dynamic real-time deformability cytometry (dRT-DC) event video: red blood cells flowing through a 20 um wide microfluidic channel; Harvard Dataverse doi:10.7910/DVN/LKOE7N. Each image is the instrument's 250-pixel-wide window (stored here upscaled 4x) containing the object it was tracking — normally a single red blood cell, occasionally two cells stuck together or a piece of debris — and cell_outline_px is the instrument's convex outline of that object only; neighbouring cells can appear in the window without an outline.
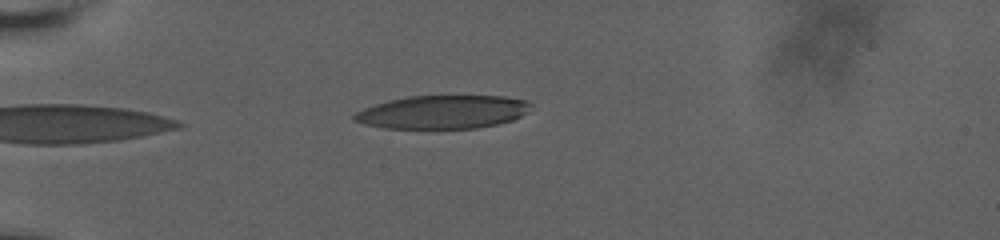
{"species": "human", "species_latin": "Homo sapiens", "temperature_condition": "room temperature", "stored_images_in_passage": 42, "camera_frame_rate_fps": 3000, "um_per_image_px": 0.085, "donor": {"sex": "male"}, "frame": {"image": 1, "passage_image": 1, "time_ms": 0.0, "image_size_px": [1000, 240], "cell_outline_px": [[532, 104], [520, 116], [512, 120], [496, 124], [476, 128], [384, 128], [364, 124], [352, 120], [352, 116], [356, 112], [364, 108], [388, 100], [408, 96], [504, 96], [528, 100]], "centroid_in_image_um": [37.6, 9.51], "position_along_channel_um": 47.4, "area_um2": 34.16}}
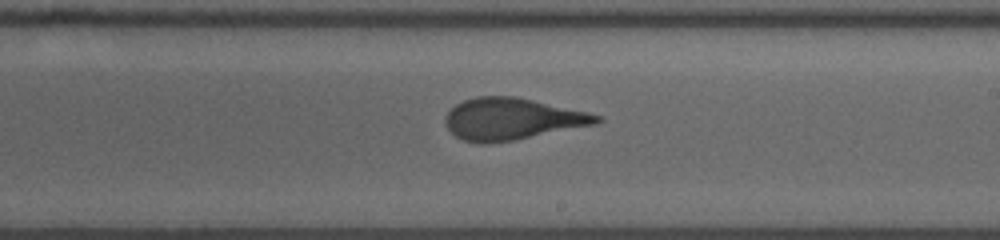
{"frame": {"image": 2, "passage_image": 20, "time_ms": 6.333, "image_size_px": [1000, 240], "cell_outline_px": [[604, 120], [596, 124], [516, 140], [488, 144], [480, 144], [464, 140], [456, 136], [444, 124], [444, 120], [448, 112], [456, 104], [464, 100], [476, 96], [516, 96], [588, 112], [604, 116]], "centroid_in_image_um": [43.54, 10.12], "position_along_channel_um": 245.5, "area_um2": 37.05}}
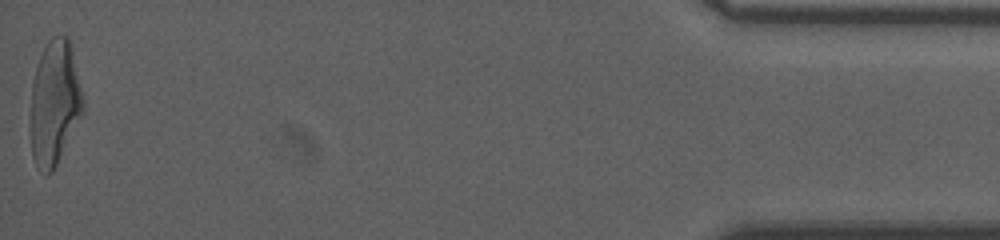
{"frame": {"image": 3, "passage_image": 42, "time_ms": 13.667, "image_size_px": [1000, 240], "cell_outline_px": [[84, 112], [52, 172], [48, 176], [44, 176], [36, 168], [32, 156], [32, 80], [36, 64], [48, 40], [52, 36], [68, 36], [72, 44], [84, 100]], "centroid_in_image_um": [4.66, 8.73], "position_along_channel_um": 430.5, "area_um2": 38.32}, "authors_computed_cell_mechanics": {"area_um2": 36.9342, "velocity_mm_per_s": 3.6789, "shape_relaxation_time_tau1_ms": 7.1995, "shape_relaxation_time_tau2_ms": 0.9132, "deformation_change_tau1": 0.2735, "deformation_change_tau2": 0.1039}}